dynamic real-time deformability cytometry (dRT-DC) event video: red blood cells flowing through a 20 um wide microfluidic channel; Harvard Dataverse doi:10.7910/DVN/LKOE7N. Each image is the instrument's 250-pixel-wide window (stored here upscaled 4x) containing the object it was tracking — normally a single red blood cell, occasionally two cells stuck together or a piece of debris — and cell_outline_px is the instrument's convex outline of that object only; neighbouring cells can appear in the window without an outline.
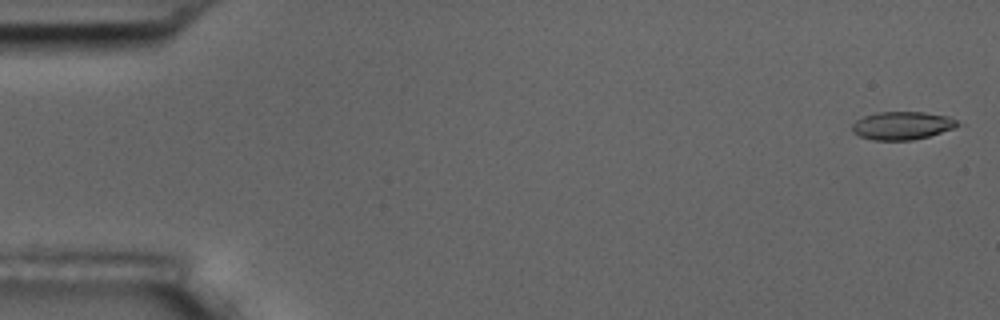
{"species": "common noctule bat (a hibernating species)", "species_latin": "Nyctalus noctula", "temperature_condition": "room temperature", "stored_images_in_passage": 11, "camera_frame_rate_fps": 3000, "um_per_image_px": 0.085, "animal": {"sex": "male", "body_mass_g": 17.5, "forearm_length_mm": 52.3}, "frame": {"image": 1, "passage_image": 1, "time_ms": 0.0, "image_size_px": [1000, 320], "cell_outline_px": [[964, 124], [928, 136], [912, 140], [872, 140], [860, 136], [852, 132], [852, 124], [856, 120], [864, 116], [876, 112], [924, 112], [948, 116]], "centroid_in_image_um": [76.67, 10.67], "position_along_channel_um": 8.3, "area_um2": 17.22}}
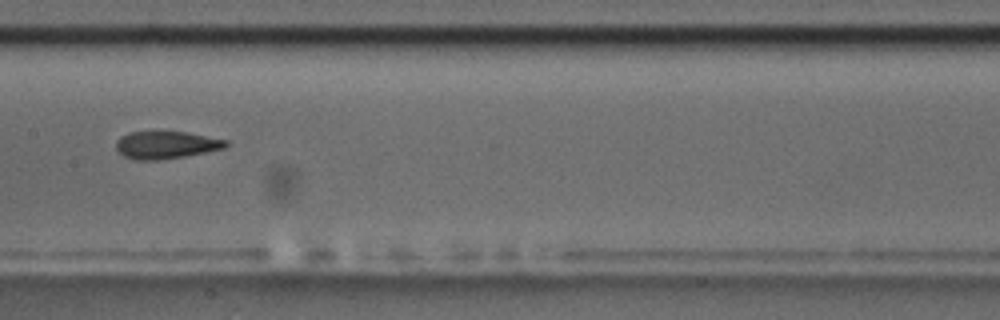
{"frame": {"image": 2, "passage_image": 8, "time_ms": 9.0, "image_size_px": [1000, 320], "cell_outline_px": [[228, 144], [224, 148], [184, 156], [156, 160], [136, 160], [124, 156], [116, 148], [116, 140], [120, 136], [128, 132], [188, 132], [228, 140]], "centroid_in_image_um": [14.1, 12.31], "position_along_channel_um": 193.3, "area_um2": 17.46}}
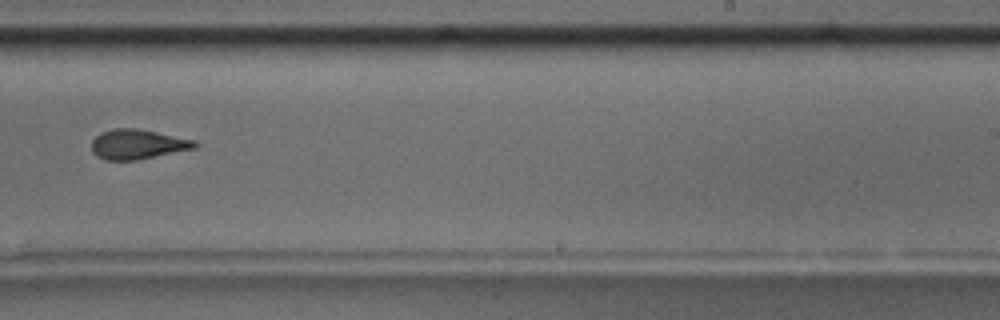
{"frame": {"image": 3, "passage_image": 10, "time_ms": 11.333, "image_size_px": [1000, 320], "cell_outline_px": [[200, 144], [196, 148], [136, 160], [104, 160], [96, 156], [92, 152], [92, 140], [100, 132], [112, 128], [136, 128], [196, 140]], "centroid_in_image_um": [11.69, 12.26], "position_along_channel_um": 277.3, "area_um2": 18.03}}